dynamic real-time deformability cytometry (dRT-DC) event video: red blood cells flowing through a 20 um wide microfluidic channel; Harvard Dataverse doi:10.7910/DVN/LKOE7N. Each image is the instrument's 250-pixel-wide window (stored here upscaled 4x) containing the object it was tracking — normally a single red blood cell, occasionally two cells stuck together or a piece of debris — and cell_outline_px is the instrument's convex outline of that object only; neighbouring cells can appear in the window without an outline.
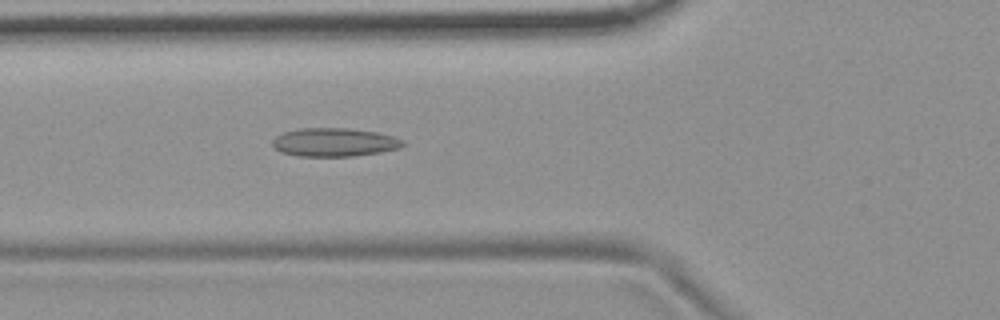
{"species": "common noctule bat (a hibernating species)", "species_latin": "Nyctalus noctula", "temperature_condition": "room temperature", "stored_images_in_passage": 5, "camera_frame_rate_fps": 3000, "um_per_image_px": 0.085, "animal": {"sex": "female", "body_mass_g": 19.9}, "frame": {"image": 1, "passage_image": 5, "time_ms": 1.333, "image_size_px": [1000, 320], "cell_outline_px": [[404, 144], [400, 148], [380, 152], [352, 156], [296, 156], [280, 152], [272, 144], [272, 140], [276, 136], [284, 132], [300, 128], [348, 128], [376, 132], [392, 136], [404, 140]], "centroid_in_image_um": [28.4, 12.09], "position_along_channel_um": 97.4, "area_um2": 21.62}}